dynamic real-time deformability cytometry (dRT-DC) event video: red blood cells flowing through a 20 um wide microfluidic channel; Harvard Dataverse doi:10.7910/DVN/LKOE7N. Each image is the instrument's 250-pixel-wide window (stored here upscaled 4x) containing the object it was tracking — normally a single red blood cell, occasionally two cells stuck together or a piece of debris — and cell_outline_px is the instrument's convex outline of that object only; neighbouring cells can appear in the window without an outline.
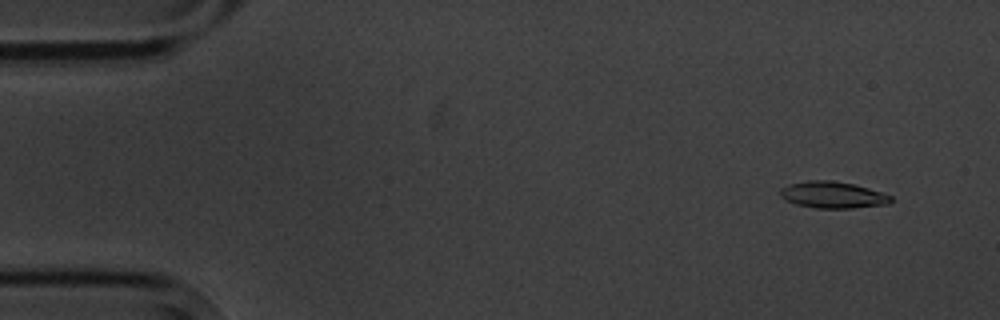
{"species": "common noctule bat (a hibernating species)", "species_latin": "Nyctalus noctula", "temperature_condition": "cold", "stored_images_in_passage": 5, "camera_frame_rate_fps": 3000, "um_per_image_px": 0.085, "animal": {"sex": "male", "body_mass_g": 20.1, "forearm_length_mm": 53.5}, "frame": {"image": 1, "passage_image": 1, "time_ms": 0.0, "image_size_px": [1000, 320], "cell_outline_px": [[892, 200], [888, 204], [852, 208], [816, 208], [796, 204], [784, 200], [780, 196], [780, 188], [788, 184], [808, 180], [832, 180], [856, 184], [892, 196]], "centroid_in_image_um": [70.75, 16.56], "position_along_channel_um": 14.2, "area_um2": 17.28}}
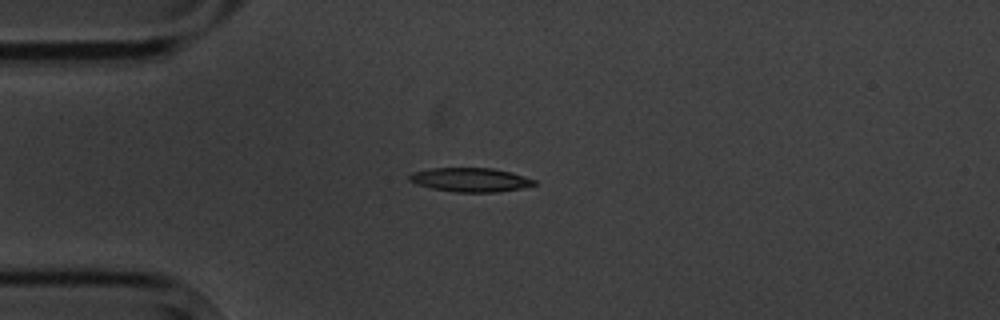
{"frame": {"image": 2, "passage_image": 4, "time_ms": 3.333, "image_size_px": [1000, 320], "cell_outline_px": [[536, 184], [520, 188], [496, 192], [456, 192], [432, 188], [416, 184], [408, 180], [408, 176], [412, 172], [432, 168], [492, 168], [524, 176], [536, 180]], "centroid_in_image_um": [39.94, 15.28], "position_along_channel_um": 45.1, "area_um2": 17.28}}